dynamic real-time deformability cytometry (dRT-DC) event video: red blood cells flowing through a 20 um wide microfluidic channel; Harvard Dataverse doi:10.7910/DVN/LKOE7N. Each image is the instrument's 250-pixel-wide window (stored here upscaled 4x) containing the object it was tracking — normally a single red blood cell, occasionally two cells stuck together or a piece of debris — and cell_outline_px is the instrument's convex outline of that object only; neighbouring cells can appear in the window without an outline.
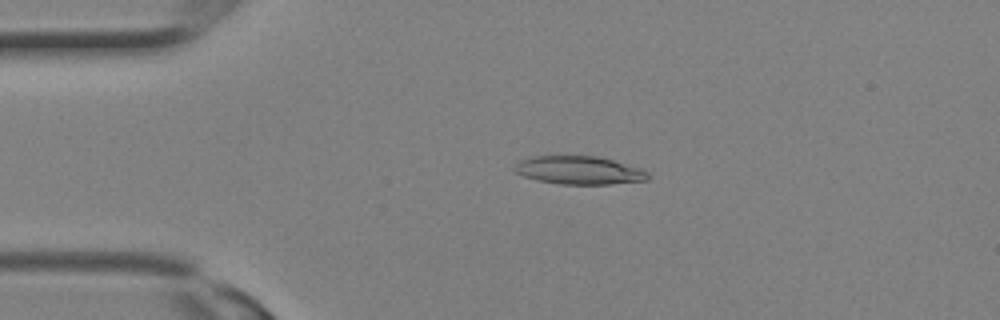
{"species": "Egyptian fruit bat (a non-hibernating species)", "species_latin": "Rousettus aegyptiacus", "temperature_condition": "room temperature", "stored_images_in_passage": 16, "camera_frame_rate_fps": 3000, "um_per_image_px": 0.085, "animal": {"sex": "female"}, "frame": {"image": 1, "passage_image": 1, "time_ms": 0.0, "image_size_px": [1000, 320], "cell_outline_px": [[648, 180], [608, 184], [560, 184], [536, 180], [524, 176], [516, 172], [512, 168], [520, 160], [532, 156], [596, 156], [612, 160], [640, 168], [648, 172]], "centroid_in_image_um": [49.19, 14.47], "position_along_channel_um": 35.8, "area_um2": 21.79}}
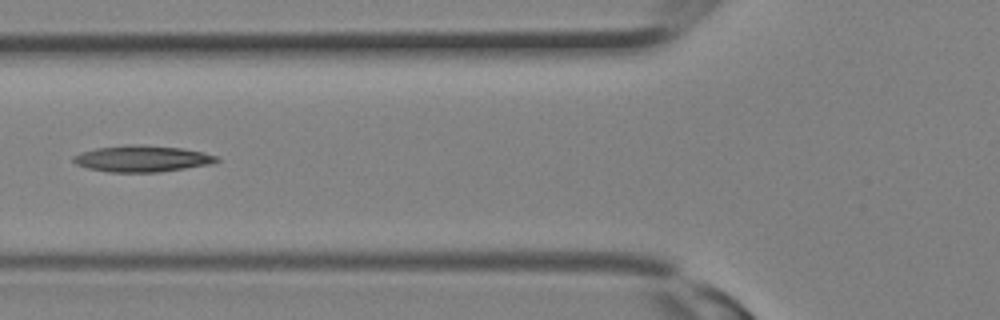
{"frame": {"image": 2, "passage_image": 6, "time_ms": 1.667, "image_size_px": [1000, 320], "cell_outline_px": [[220, 160], [208, 164], [160, 172], [108, 172], [88, 168], [76, 164], [72, 160], [72, 156], [80, 152], [96, 148], [124, 144], [180, 148], [204, 152], [216, 156]], "centroid_in_image_um": [12.01, 13.49], "position_along_channel_um": 113.8, "area_um2": 21.79}}
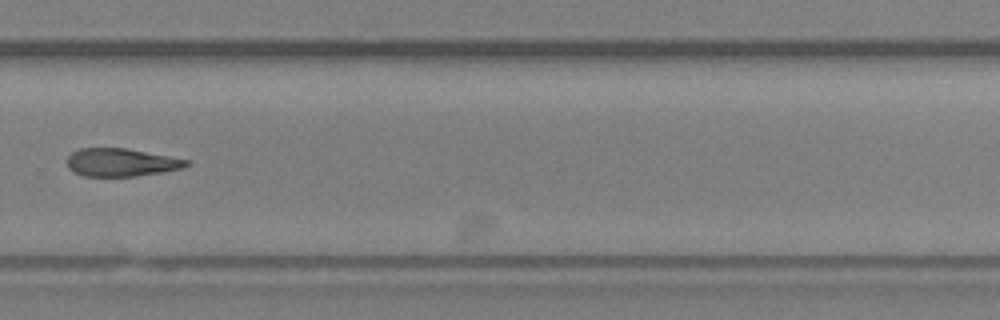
{"frame": {"image": 3, "passage_image": 15, "time_ms": 4.667, "image_size_px": [1000, 320], "cell_outline_px": [[188, 164], [184, 168], [164, 172], [136, 176], [84, 176], [72, 172], [68, 168], [68, 156], [72, 152], [80, 148], [128, 148], [188, 160]], "centroid_in_image_um": [10.28, 13.81], "position_along_channel_um": 319.5, "area_um2": 19.48}}